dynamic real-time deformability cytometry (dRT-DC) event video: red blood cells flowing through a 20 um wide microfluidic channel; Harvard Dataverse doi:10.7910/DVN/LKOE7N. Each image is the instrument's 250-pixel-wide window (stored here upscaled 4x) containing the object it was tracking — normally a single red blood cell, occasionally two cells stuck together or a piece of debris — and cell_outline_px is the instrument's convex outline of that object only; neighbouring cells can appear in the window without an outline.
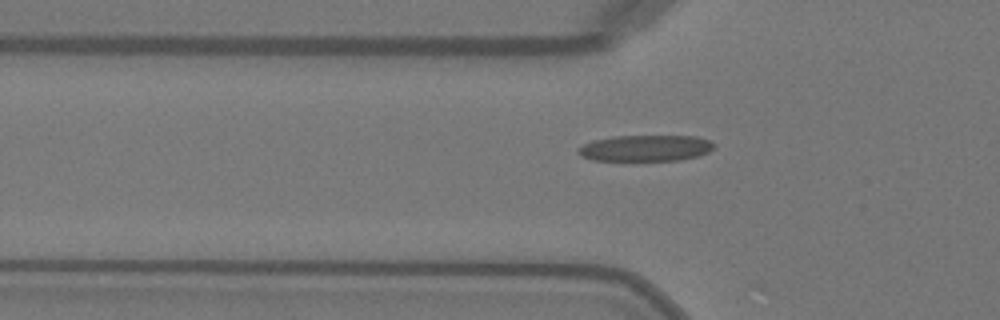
{"species": "Egyptian fruit bat (a non-hibernating species)", "species_latin": "Rousettus aegyptiacus", "temperature_condition": "warm", "stored_images_in_passage": 32, "camera_frame_rate_fps": 3000, "um_per_image_px": 0.085, "animal": {"sex": "female"}, "frame": {"image": 1, "passage_image": 4, "time_ms": 1.0, "image_size_px": [1000, 320], "cell_outline_px": [[716, 144], [708, 152], [700, 156], [680, 160], [592, 160], [580, 156], [576, 152], [584, 144], [592, 140], [612, 136], [696, 136], [712, 140]], "centroid_in_image_um": [54.9, 12.58], "position_along_channel_um": 70.9, "area_um2": 20.87}}
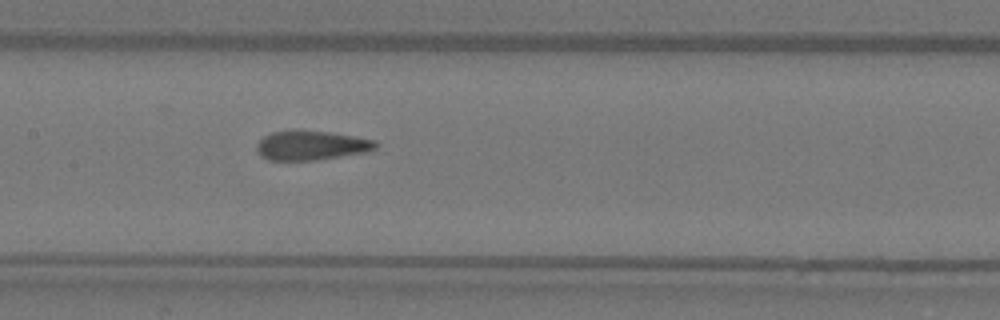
{"frame": {"image": 2, "passage_image": 12, "time_ms": 3.667, "image_size_px": [1000, 320], "cell_outline_px": [[380, 144], [376, 148], [364, 152], [340, 156], [312, 160], [268, 160], [260, 156], [256, 148], [256, 144], [264, 136], [272, 132], [296, 128], [328, 132], [376, 140]], "centroid_in_image_um": [26.41, 12.33], "position_along_channel_um": 181.0, "area_um2": 20.58}}
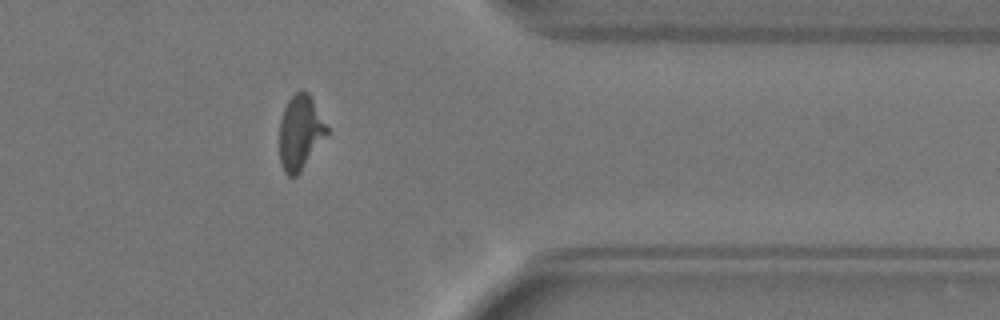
{"frame": {"image": 3, "passage_image": 28, "time_ms": 9.0, "image_size_px": [1000, 320], "cell_outline_px": [[328, 132], [300, 172], [296, 176], [288, 176], [284, 172], [280, 160], [280, 120], [284, 108], [288, 100], [300, 88], [308, 92], [328, 128]], "centroid_in_image_um": [25.5, 11.24], "position_along_channel_um": 385.9, "area_um2": 20.23}}